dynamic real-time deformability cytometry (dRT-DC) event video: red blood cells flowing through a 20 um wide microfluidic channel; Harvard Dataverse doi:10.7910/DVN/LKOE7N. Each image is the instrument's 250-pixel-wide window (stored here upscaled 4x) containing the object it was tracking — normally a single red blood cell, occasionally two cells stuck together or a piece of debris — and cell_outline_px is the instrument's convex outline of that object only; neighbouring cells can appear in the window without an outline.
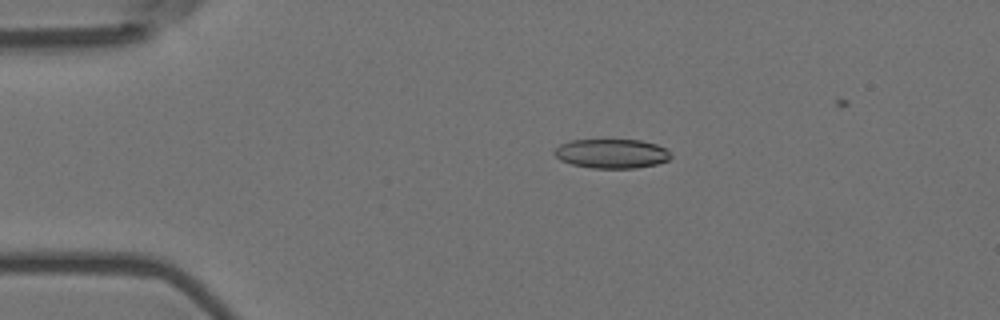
{"species": "Egyptian fruit bat (a non-hibernating species)", "species_latin": "Rousettus aegyptiacus", "temperature_condition": "room temperature", "stored_images_in_passage": 6, "camera_frame_rate_fps": 3000, "um_per_image_px": 0.085, "animal": {"sex": "female"}, "frame": {"image": 1, "passage_image": 4, "time_ms": 1.0, "image_size_px": [1000, 320], "cell_outline_px": [[672, 156], [668, 160], [656, 164], [636, 168], [592, 168], [572, 164], [560, 160], [552, 152], [560, 144], [572, 140], [640, 140], [656, 144], [664, 148]], "centroid_in_image_um": [51.97, 13.06], "position_along_channel_um": 33.0, "area_um2": 19.77}}
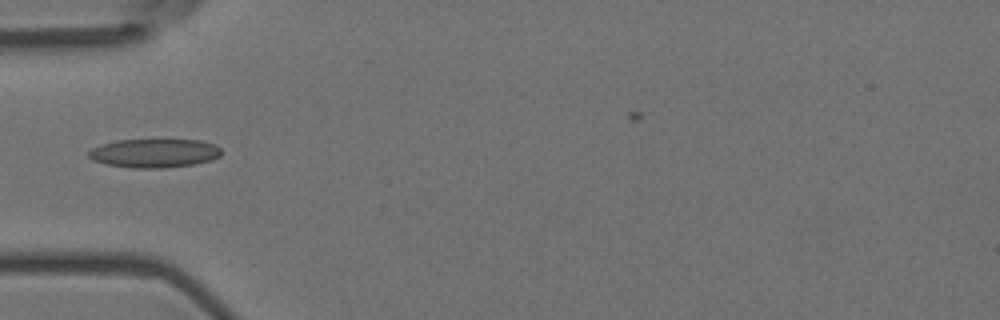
{"frame": {"image": 2, "passage_image": 6, "time_ms": 1.667, "image_size_px": [1000, 320], "cell_outline_px": [[220, 156], [212, 160], [192, 164], [164, 168], [132, 168], [108, 164], [92, 160], [88, 156], [88, 152], [92, 148], [100, 144], [116, 140], [200, 140], [216, 144], [220, 148]], "centroid_in_image_um": [13.11, 13.01], "position_along_channel_um": 71.9, "area_um2": 22.25}}